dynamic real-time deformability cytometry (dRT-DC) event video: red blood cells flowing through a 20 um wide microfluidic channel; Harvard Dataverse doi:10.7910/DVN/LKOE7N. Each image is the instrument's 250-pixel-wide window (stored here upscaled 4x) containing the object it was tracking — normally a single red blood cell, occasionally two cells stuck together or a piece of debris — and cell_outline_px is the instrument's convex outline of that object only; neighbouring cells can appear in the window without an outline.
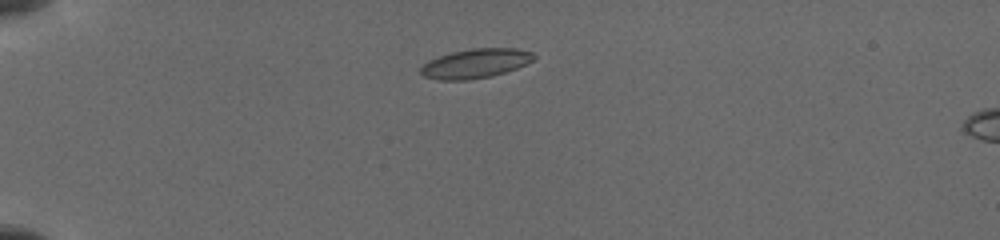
{"species": "common noctule bat (a hibernating species)", "species_latin": "Nyctalus noctula", "temperature_condition": "cold", "stored_images_in_passage": 10, "camera_frame_rate_fps": 3000, "um_per_image_px": 0.085, "animal": {"sex": "female", "body_mass_g": 19.5, "forearm_length_mm": 54.1}, "frame": {"image": 1, "passage_image": 1, "time_ms": 0.0, "image_size_px": [1000, 240], "cell_outline_px": [[536, 56], [532, 60], [516, 68], [492, 76], [468, 80], [440, 80], [424, 76], [420, 72], [420, 68], [428, 60], [452, 52], [472, 48], [516, 48], [532, 52]], "centroid_in_image_um": [40.4, 5.39], "position_along_channel_um": 44.6, "area_um2": 19.19}}